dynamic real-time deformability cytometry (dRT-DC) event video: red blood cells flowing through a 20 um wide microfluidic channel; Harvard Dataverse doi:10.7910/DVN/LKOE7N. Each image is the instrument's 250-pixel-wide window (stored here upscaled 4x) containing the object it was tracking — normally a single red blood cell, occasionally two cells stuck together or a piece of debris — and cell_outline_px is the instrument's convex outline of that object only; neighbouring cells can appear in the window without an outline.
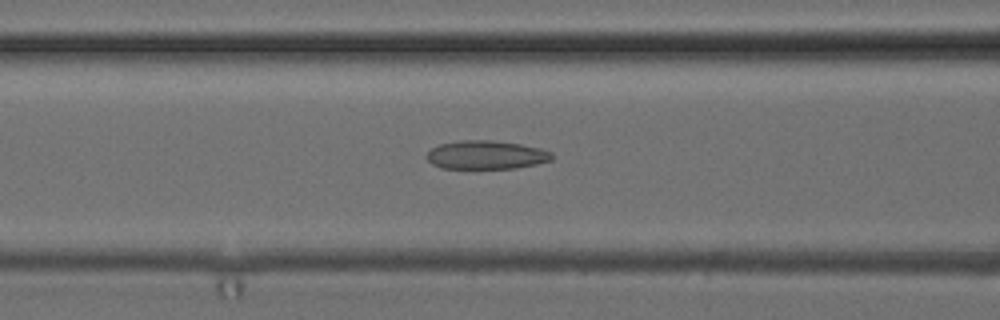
{"species": "common noctule bat (a hibernating species)", "species_latin": "Nyctalus noctula", "temperature_condition": "cold", "stored_images_in_passage": 46, "camera_frame_rate_fps": 3000, "um_per_image_px": 0.085, "animal": {"sex": "female", "body_mass_g": 24.6, "forearm_length_mm": 56.2}, "frame": {"image": 1, "passage_image": 21, "time_ms": 6.667, "image_size_px": [1000, 320], "cell_outline_px": [[552, 160], [536, 164], [516, 168], [440, 168], [432, 164], [428, 160], [428, 152], [432, 148], [440, 144], [464, 140], [492, 140], [520, 144], [540, 148], [552, 152]], "centroid_in_image_um": [41.34, 13.17], "position_along_channel_um": 125.3, "area_um2": 20.69}}
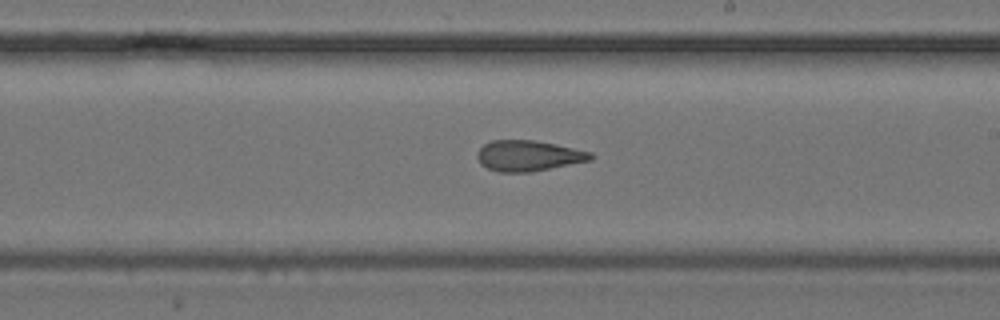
{"frame": {"image": 2, "passage_image": 30, "time_ms": 9.667, "image_size_px": [1000, 320], "cell_outline_px": [[596, 156], [592, 160], [532, 172], [500, 172], [488, 168], [480, 164], [476, 156], [480, 148], [484, 144], [492, 140], [532, 140], [556, 144], [592, 152]], "centroid_in_image_um": [44.94, 13.24], "position_along_channel_um": 244.1, "area_um2": 20.4}}
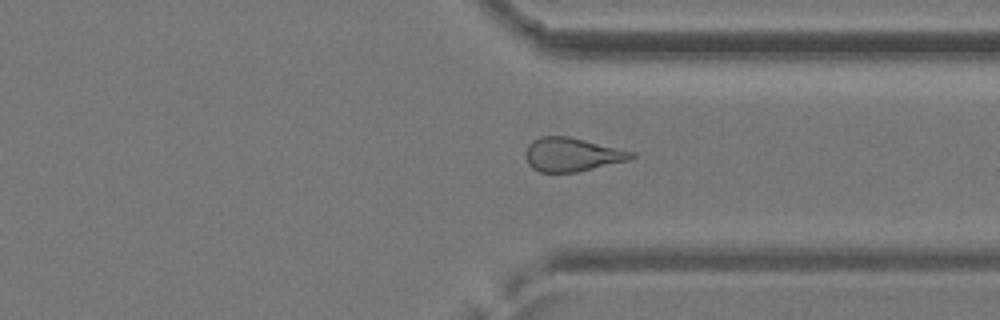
{"frame": {"image": 3, "passage_image": 39, "time_ms": 12.667, "image_size_px": [1000, 320], "cell_outline_px": [[636, 156], [628, 160], [576, 172], [540, 172], [532, 168], [528, 164], [524, 152], [528, 144], [532, 140], [540, 136], [564, 136], [584, 140], [636, 152]], "centroid_in_image_um": [48.58, 13.13], "position_along_channel_um": 362.8, "area_um2": 20.69}}